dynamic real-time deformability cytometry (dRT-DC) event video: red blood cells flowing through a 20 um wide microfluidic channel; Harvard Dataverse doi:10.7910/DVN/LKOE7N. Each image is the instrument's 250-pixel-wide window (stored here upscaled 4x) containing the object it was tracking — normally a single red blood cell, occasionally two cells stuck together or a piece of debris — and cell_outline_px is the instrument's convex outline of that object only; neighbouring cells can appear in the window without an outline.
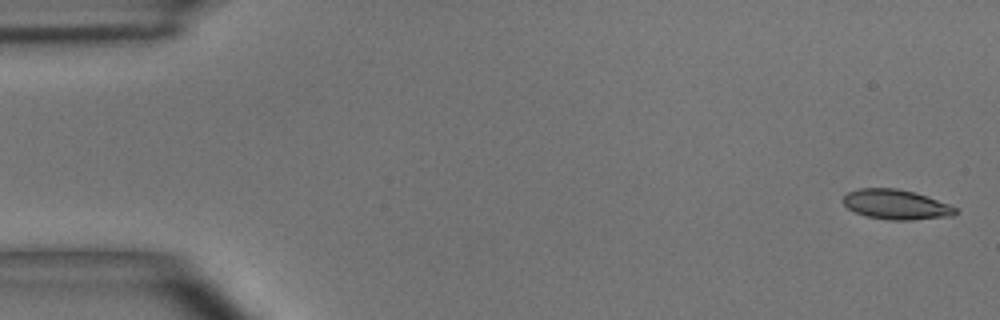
{"species": "common noctule bat (a hibernating species)", "species_latin": "Nyctalus noctula", "temperature_condition": "room temperature", "stored_images_in_passage": 7, "camera_frame_rate_fps": 3000, "um_per_image_px": 0.085, "animal": {"sex": "male", "body_mass_g": 15.6}, "frame": {"image": 1, "passage_image": 1, "time_ms": 0.0, "image_size_px": [1000, 320], "cell_outline_px": [[960, 212], [952, 216], [912, 220], [888, 220], [868, 216], [856, 212], [848, 208], [840, 200], [848, 192], [860, 188], [896, 188], [912, 192], [948, 204], [956, 208]], "centroid_in_image_um": [76.15, 17.39], "position_along_channel_um": 8.9, "area_um2": 19.36}}
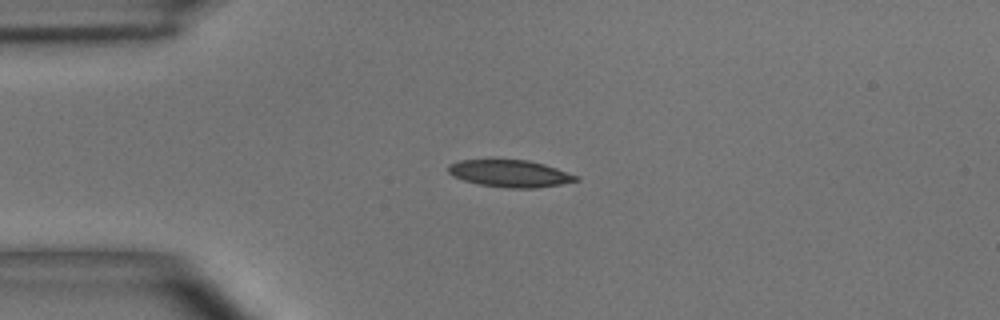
{"frame": {"image": 2, "passage_image": 4, "time_ms": 3.667, "image_size_px": [1000, 320], "cell_outline_px": [[580, 180], [560, 184], [536, 188], [508, 188], [480, 184], [464, 180], [452, 176], [448, 172], [448, 164], [460, 160], [528, 160], [544, 164], [580, 176]], "centroid_in_image_um": [43.36, 14.75], "position_along_channel_um": 41.6, "area_um2": 20.11}}
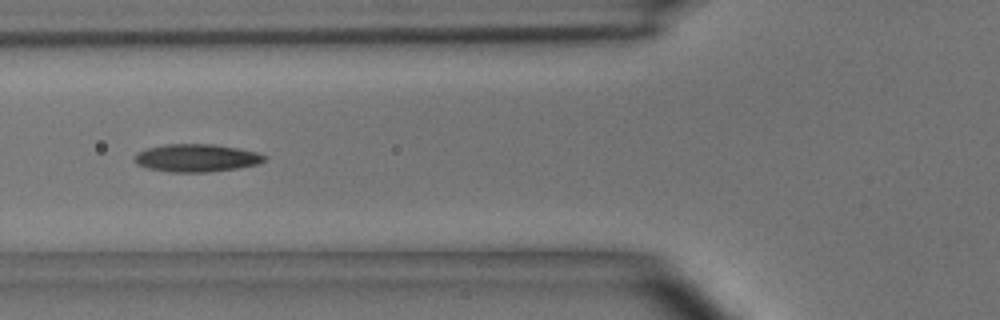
{"frame": {"image": 3, "passage_image": 6, "time_ms": 6.0, "image_size_px": [1000, 320], "cell_outline_px": [[268, 156], [264, 160], [256, 164], [236, 168], [208, 172], [172, 172], [148, 168], [136, 164], [132, 160], [136, 152], [148, 148], [164, 144], [212, 144], [240, 148], [256, 152]], "centroid_in_image_um": [16.66, 13.42], "position_along_channel_um": 109.1, "area_um2": 21.04}}